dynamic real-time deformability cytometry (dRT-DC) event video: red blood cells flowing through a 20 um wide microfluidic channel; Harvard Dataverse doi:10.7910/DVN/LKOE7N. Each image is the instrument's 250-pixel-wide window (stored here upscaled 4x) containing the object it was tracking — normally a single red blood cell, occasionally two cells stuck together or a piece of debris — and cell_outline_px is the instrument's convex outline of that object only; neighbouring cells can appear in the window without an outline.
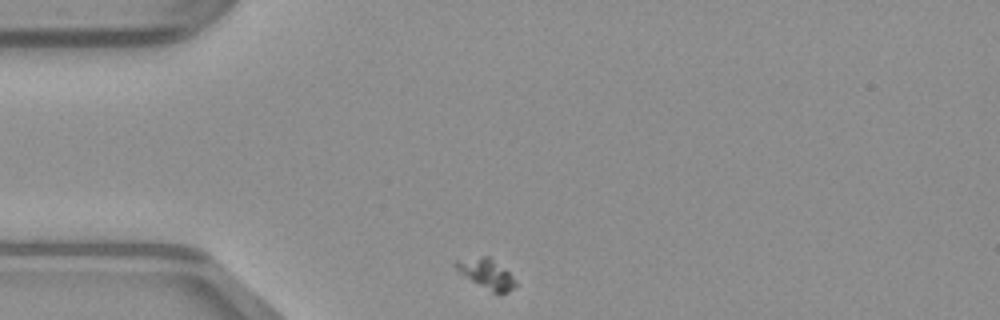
{"species": "common noctule bat (a hibernating species)", "species_latin": "Nyctalus noctula", "temperature_condition": "warm", "stored_images_in_passage": 32, "camera_frame_rate_fps": 3000, "um_per_image_px": 0.085, "animal": {"sex": "male", "body_mass_g": 23.1, "forearm_length_mm": 52.7}, "frame": {"image": 1, "passage_image": 1, "time_ms": 0.0, "image_size_px": [1000, 320], "cell_outline_px": [[516, 284], [508, 292], [492, 292], [464, 276], [452, 264], [456, 260], [480, 256], [488, 256], [508, 272], [516, 280]], "centroid_in_image_um": [41.31, 23.25], "position_along_channel_um": 43.7, "area_um2": 10.06}}